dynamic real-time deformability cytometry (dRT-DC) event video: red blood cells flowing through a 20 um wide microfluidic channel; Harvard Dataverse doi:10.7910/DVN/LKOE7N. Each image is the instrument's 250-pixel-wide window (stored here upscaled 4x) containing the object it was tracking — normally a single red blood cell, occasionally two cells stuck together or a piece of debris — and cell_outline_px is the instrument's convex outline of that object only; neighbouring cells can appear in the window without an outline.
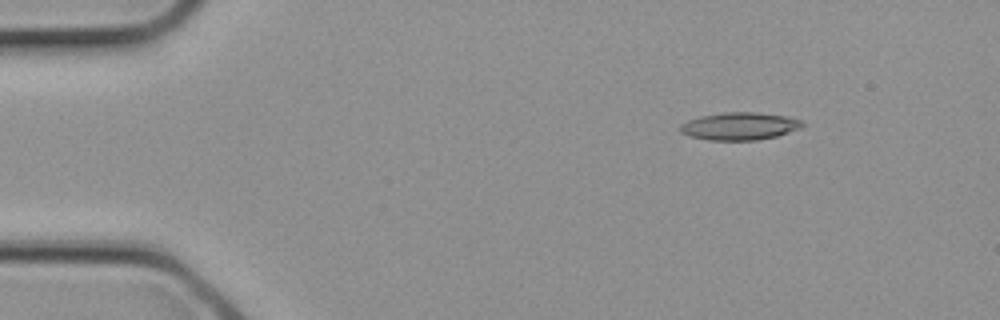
{"species": "common noctule bat (a hibernating species)", "species_latin": "Nyctalus noctula", "temperature_condition": "cold", "stored_images_in_passage": 2, "camera_frame_rate_fps": 3000, "um_per_image_px": 0.085, "animal": {"sex": "female", "body_mass_g": 21.9}, "frame": {"image": 1, "passage_image": 2, "time_ms": 0.333, "image_size_px": [1000, 320], "cell_outline_px": [[804, 124], [800, 128], [776, 136], [756, 140], [708, 140], [688, 136], [680, 132], [680, 124], [688, 120], [700, 116], [724, 112], [756, 112], [788, 116], [800, 120]], "centroid_in_image_um": [62.83, 10.72], "position_along_channel_um": 22.2, "area_um2": 19.65}}